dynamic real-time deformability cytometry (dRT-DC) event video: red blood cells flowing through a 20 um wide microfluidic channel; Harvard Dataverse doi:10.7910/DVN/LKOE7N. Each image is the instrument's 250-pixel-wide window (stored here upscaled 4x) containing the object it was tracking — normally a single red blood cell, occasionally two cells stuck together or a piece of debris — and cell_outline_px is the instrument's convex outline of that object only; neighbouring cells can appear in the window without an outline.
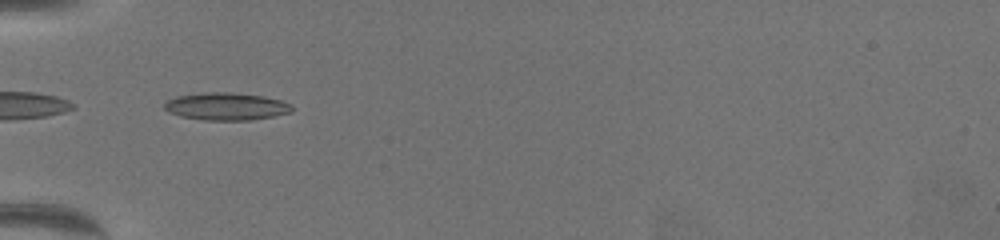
{"species": "common noctule bat (a hibernating species)", "species_latin": "Nyctalus noctula", "temperature_condition": "warm", "stored_images_in_passage": 23, "camera_frame_rate_fps": 3000, "um_per_image_px": 0.085, "animal": {"sex": "female", "body_mass_g": 19.5, "forearm_length_mm": 54.1}, "frame": {"image": 1, "passage_image": 1, "time_ms": 0.0, "image_size_px": [1000, 240], "cell_outline_px": [[292, 112], [272, 116], [248, 120], [204, 120], [180, 116], [168, 112], [164, 108], [164, 104], [168, 100], [176, 96], [204, 92], [228, 92], [264, 96], [280, 100], [292, 104]], "centroid_in_image_um": [19.22, 9.04], "position_along_channel_um": 65.8, "area_um2": 20.4}}